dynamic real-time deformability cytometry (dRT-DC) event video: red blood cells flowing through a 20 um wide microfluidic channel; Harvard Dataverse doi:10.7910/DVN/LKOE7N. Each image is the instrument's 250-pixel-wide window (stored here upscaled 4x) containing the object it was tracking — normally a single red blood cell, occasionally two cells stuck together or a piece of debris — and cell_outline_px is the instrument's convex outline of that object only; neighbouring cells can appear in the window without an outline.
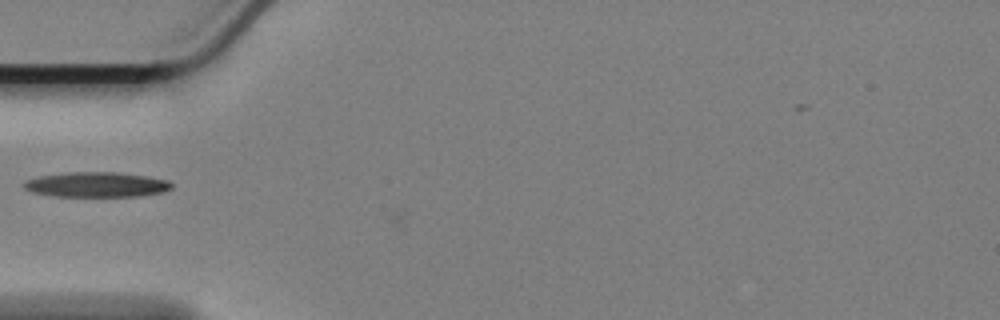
{"species": "Egyptian fruit bat (a non-hibernating species)", "species_latin": "Rousettus aegyptiacus", "temperature_condition": "cold", "stored_images_in_passage": 20, "camera_frame_rate_fps": 3000, "um_per_image_px": 0.085, "animal": {"sex": "female"}, "frame": {"image": 1, "passage_image": 1, "time_ms": 0.0, "image_size_px": [1000, 320], "cell_outline_px": [[172, 188], [160, 192], [136, 196], [56, 196], [32, 192], [24, 188], [24, 180], [40, 176], [68, 172], [116, 172], [148, 176], [168, 180], [172, 184]], "centroid_in_image_um": [8.19, 15.68], "position_along_channel_um": 76.8, "area_um2": 21.39}}
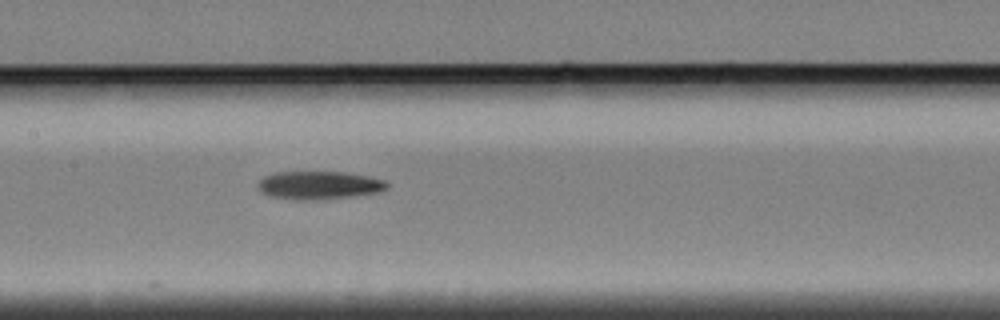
{"frame": {"image": 2, "passage_image": 10, "time_ms": 3.0, "image_size_px": [1000, 320], "cell_outline_px": [[388, 188], [380, 192], [348, 196], [300, 200], [272, 196], [264, 192], [256, 184], [264, 176], [276, 172], [344, 172], [368, 176], [384, 180], [388, 184]], "centroid_in_image_um": [27.14, 15.72], "position_along_channel_um": 180.3, "area_um2": 20.63}}
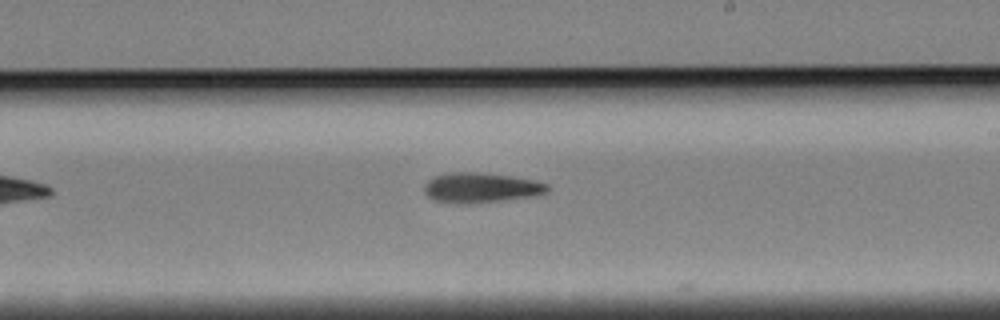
{"frame": {"image": 3, "passage_image": 16, "time_ms": 5.0, "image_size_px": [1000, 320], "cell_outline_px": [[548, 192], [528, 196], [500, 200], [436, 200], [428, 196], [424, 192], [424, 184], [432, 176], [448, 172], [480, 172], [512, 176], [536, 180], [548, 184]], "centroid_in_image_um": [40.89, 15.87], "position_along_channel_um": 248.1, "area_um2": 20.46}}